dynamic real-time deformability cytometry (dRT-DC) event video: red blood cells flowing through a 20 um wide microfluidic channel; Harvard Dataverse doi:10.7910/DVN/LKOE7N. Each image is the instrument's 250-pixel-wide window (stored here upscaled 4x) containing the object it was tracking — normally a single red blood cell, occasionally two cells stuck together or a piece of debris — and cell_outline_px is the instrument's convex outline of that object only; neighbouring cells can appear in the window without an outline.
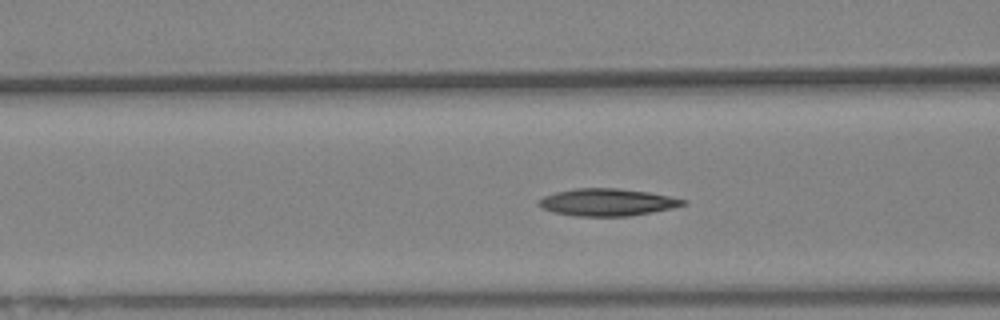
{"species": "Egyptian fruit bat (a non-hibernating species)", "species_latin": "Rousettus aegyptiacus", "temperature_condition": "warm", "stored_images_in_passage": 54, "camera_frame_rate_fps": 3000, "um_per_image_px": 0.085, "animal": {"sex": "female"}, "frame": {"image": 1, "passage_image": 22, "time_ms": 7.0, "image_size_px": [1000, 320], "cell_outline_px": [[688, 204], [672, 208], [652, 212], [628, 216], [576, 216], [552, 212], [540, 208], [536, 204], [536, 200], [544, 196], [556, 192], [576, 188], [616, 188], [648, 192], [688, 200]], "centroid_in_image_um": [51.57, 17.19], "position_along_channel_um": 115.0, "area_um2": 23.06}}
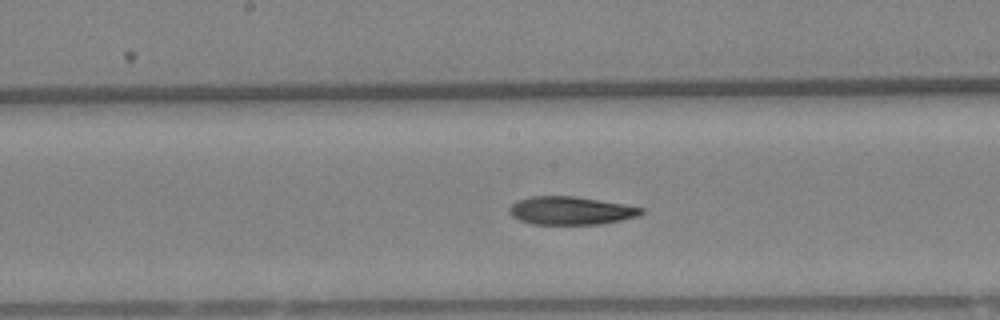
{"frame": {"image": 2, "passage_image": 29, "time_ms": 9.333, "image_size_px": [1000, 320], "cell_outline_px": [[644, 212], [636, 216], [620, 220], [600, 224], [532, 224], [520, 220], [512, 216], [508, 212], [508, 208], [516, 200], [532, 196], [576, 196], [624, 204], [644, 208]], "centroid_in_image_um": [48.48, 17.89], "position_along_channel_um": 199.7, "area_um2": 21.62}}
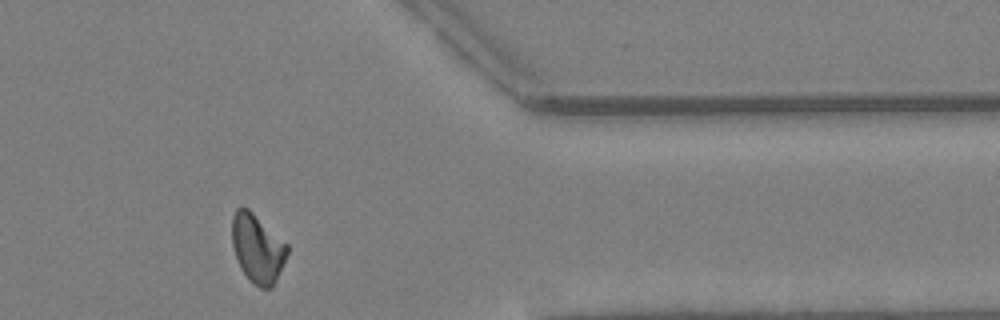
{"frame": {"image": 3, "passage_image": 46, "time_ms": 15.0, "image_size_px": [1000, 320], "cell_outline_px": [[288, 252], [276, 280], [272, 288], [260, 288], [240, 268], [236, 260], [232, 244], [232, 216], [236, 208], [240, 204], [248, 208], [288, 244]], "centroid_in_image_um": [21.87, 21.06], "position_along_channel_um": 389.5, "area_um2": 22.02}}